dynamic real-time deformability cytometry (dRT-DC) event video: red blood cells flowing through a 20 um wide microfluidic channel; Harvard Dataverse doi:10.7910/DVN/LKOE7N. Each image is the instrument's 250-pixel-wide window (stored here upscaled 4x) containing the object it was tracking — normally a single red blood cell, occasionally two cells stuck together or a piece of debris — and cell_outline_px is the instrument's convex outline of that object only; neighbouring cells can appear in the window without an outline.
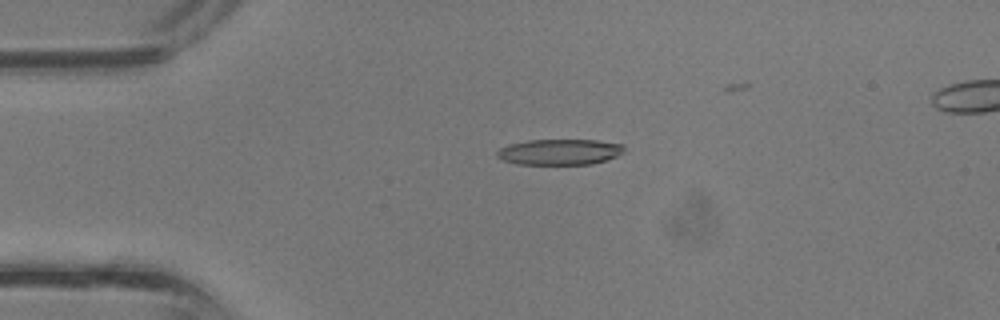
{"species": "common noctule bat (a hibernating species)", "species_latin": "Nyctalus noctula", "temperature_condition": "room temperature", "stored_images_in_passage": 33, "camera_frame_rate_fps": 3000, "um_per_image_px": 0.085, "animal": {"sex": "male", "body_mass_g": 13.3}, "frame": {"image": 1, "passage_image": 8, "time_ms": 2.333, "image_size_px": [1000, 320], "cell_outline_px": [[624, 152], [616, 156], [592, 164], [516, 164], [504, 160], [496, 156], [496, 152], [500, 148], [508, 144], [528, 140], [596, 140], [624, 144]], "centroid_in_image_um": [47.56, 12.91], "position_along_channel_um": 37.4, "area_um2": 19.07}}
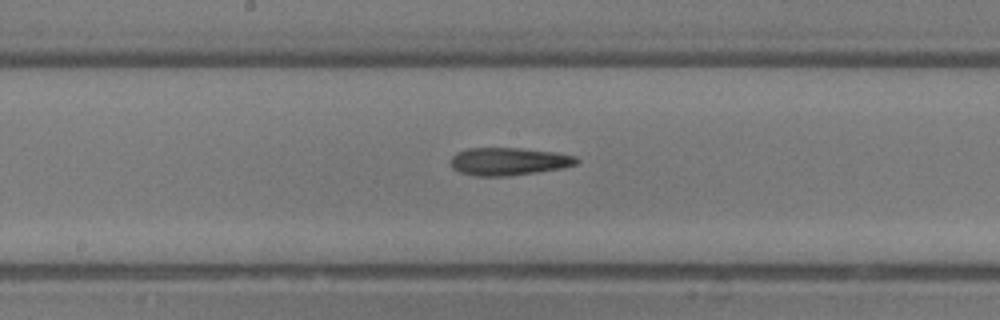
{"frame": {"image": 2, "passage_image": 19, "time_ms": 6.0, "image_size_px": [1000, 320], "cell_outline_px": [[580, 160], [576, 164], [564, 168], [508, 176], [476, 176], [460, 172], [452, 168], [448, 160], [456, 152], [468, 148], [520, 148], [556, 152], [576, 156]], "centroid_in_image_um": [43.22, 13.72], "position_along_channel_um": 205.0, "area_um2": 20.58}}
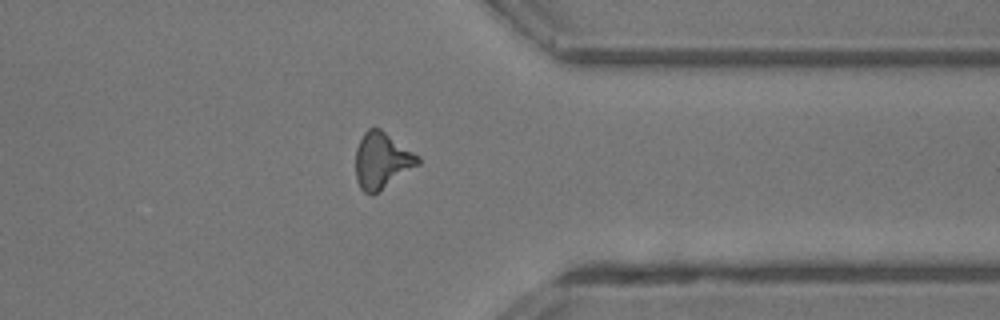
{"frame": {"image": 3, "passage_image": 29, "time_ms": 9.333, "image_size_px": [1000, 320], "cell_outline_px": [[420, 164], [380, 192], [372, 196], [364, 192], [360, 188], [356, 180], [356, 148], [364, 132], [368, 128], [380, 128], [420, 156]], "centroid_in_image_um": [32.47, 13.68], "position_along_channel_um": 378.9, "area_um2": 20.69}}